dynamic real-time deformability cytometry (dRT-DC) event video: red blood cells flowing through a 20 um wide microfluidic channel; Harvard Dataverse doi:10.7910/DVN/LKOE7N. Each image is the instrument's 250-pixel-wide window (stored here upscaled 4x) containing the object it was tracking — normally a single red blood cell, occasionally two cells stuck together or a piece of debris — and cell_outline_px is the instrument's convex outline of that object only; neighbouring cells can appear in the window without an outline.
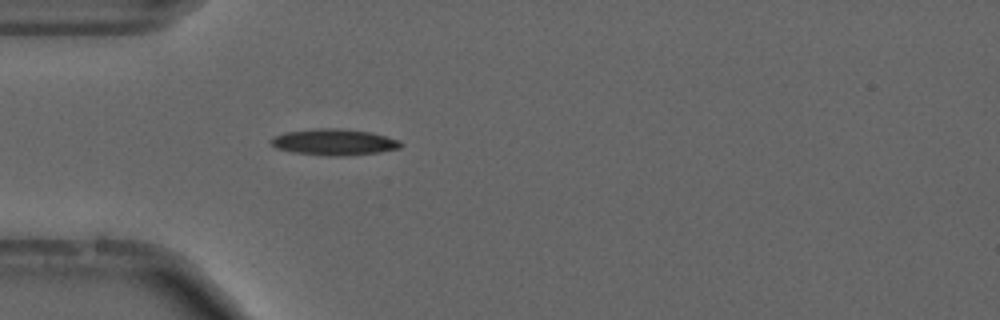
{"species": "common noctule bat (a hibernating species)", "species_latin": "Nyctalus noctula", "temperature_condition": "cold", "stored_images_in_passage": 55, "camera_frame_rate_fps": 3000, "um_per_image_px": 0.085, "animal": {"sex": "male", "forearm_length_mm": 52.5}, "frame": {"image": 1, "passage_image": 16, "time_ms": 5.0, "image_size_px": [1000, 320], "cell_outline_px": [[404, 144], [400, 148], [380, 152], [344, 156], [328, 156], [292, 152], [276, 148], [272, 144], [272, 140], [276, 136], [284, 132], [316, 128], [336, 128], [372, 132], [400, 140]], "centroid_in_image_um": [28.45, 12.08], "position_along_channel_um": 56.6, "area_um2": 19.88}}